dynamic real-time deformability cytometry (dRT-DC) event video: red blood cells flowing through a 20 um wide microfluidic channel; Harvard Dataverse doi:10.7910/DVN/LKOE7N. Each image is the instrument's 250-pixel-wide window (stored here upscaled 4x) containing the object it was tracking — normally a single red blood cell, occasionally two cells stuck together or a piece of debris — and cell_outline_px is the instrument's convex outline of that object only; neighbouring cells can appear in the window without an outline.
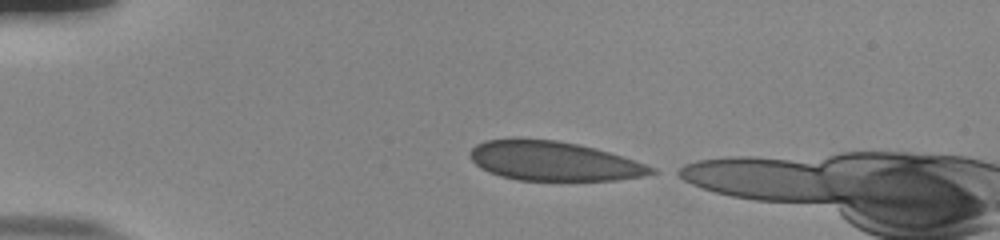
{"species": "human", "species_latin": "Homo sapiens", "temperature_condition": "room temperature", "stored_images_in_passage": 38, "camera_frame_rate_fps": 3000, "um_per_image_px": 0.085, "donor": {"sex": "male"}, "frame": {"image": 1, "passage_image": 1, "time_ms": 0.0, "image_size_px": [1000, 240], "cell_outline_px": [[660, 172], [644, 176], [616, 180], [516, 180], [500, 176], [488, 172], [480, 168], [468, 156], [468, 152], [476, 144], [484, 140], [512, 136], [520, 136], [556, 140], [580, 144], [596, 148], [656, 168]], "centroid_in_image_um": [46.98, 13.66], "position_along_channel_um": 38.0, "area_um2": 42.37}}
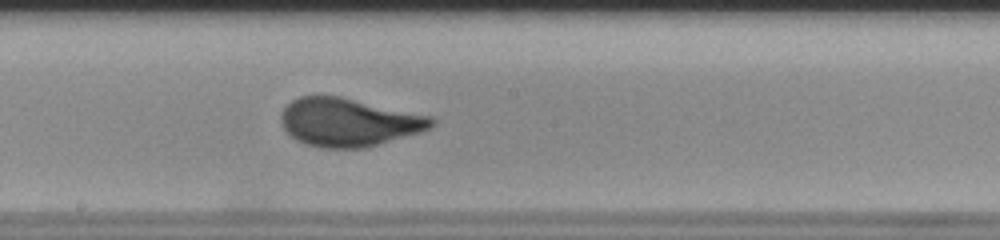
{"frame": {"image": 2, "passage_image": 19, "time_ms": 6.0, "image_size_px": [1000, 240], "cell_outline_px": [[436, 124], [420, 132], [364, 148], [324, 148], [308, 144], [296, 140], [284, 128], [280, 120], [280, 116], [284, 108], [292, 100], [300, 96], [340, 96], [432, 116], [436, 120]], "centroid_in_image_um": [29.65, 10.38], "position_along_channel_um": 218.6, "area_um2": 42.08}}
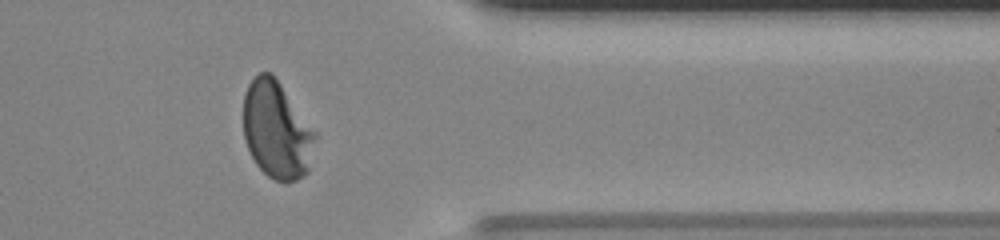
{"frame": {"image": 3, "passage_image": 33, "time_ms": 10.667, "image_size_px": [1000, 240], "cell_outline_px": [[316, 136], [308, 172], [304, 176], [296, 180], [276, 180], [268, 176], [256, 164], [248, 148], [244, 136], [244, 96], [248, 84], [260, 72], [272, 72], [276, 76], [316, 132]], "centroid_in_image_um": [23.53, 11.02], "position_along_channel_um": 387.9, "area_um2": 40.58}}